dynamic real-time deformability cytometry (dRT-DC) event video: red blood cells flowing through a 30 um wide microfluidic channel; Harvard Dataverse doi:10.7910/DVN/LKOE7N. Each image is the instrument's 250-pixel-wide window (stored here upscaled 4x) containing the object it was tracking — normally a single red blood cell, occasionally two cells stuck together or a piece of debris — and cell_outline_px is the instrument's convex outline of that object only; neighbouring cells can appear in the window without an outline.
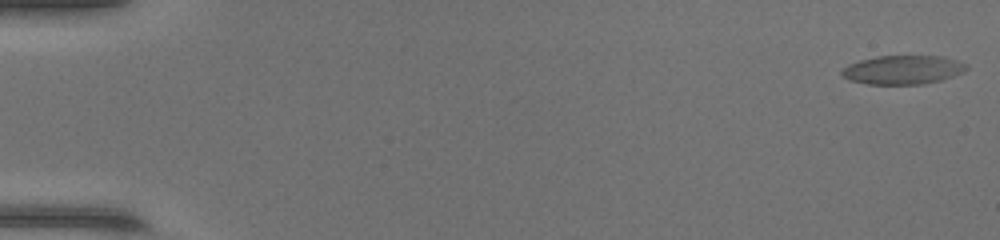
{"species": "common noctule bat (a hibernating species)", "species_latin": "Nyctalus noctula", "temperature_condition": "warm", "stored_images_in_passage": 49, "camera_frame_rate_fps": 3000, "um_per_image_px": 0.085, "animal": {"sex": "female", "body_mass_g": 17.0, "forearm_length_mm": 48.0}, "frame": {"image": 1, "passage_image": 1, "time_ms": 0.0, "image_size_px": [1000, 240], "cell_outline_px": [[968, 68], [964, 72], [940, 80], [924, 84], [868, 84], [848, 80], [840, 72], [848, 64], [860, 60], [876, 56], [944, 56], [968, 64]], "centroid_in_image_um": [76.76, 5.93], "position_along_channel_um": 8.2, "area_um2": 20.98}}
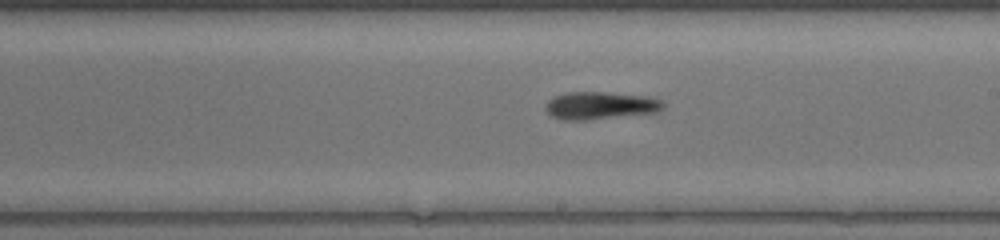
{"frame": {"image": 2, "passage_image": 29, "time_ms": 9.333, "image_size_px": [1000, 240], "cell_outline_px": [[664, 108], [656, 112], [588, 120], [564, 120], [552, 116], [544, 108], [548, 100], [564, 92], [604, 92], [644, 96], [660, 100], [664, 104]], "centroid_in_image_um": [50.99, 8.97], "position_along_channel_um": 238.0, "area_um2": 18.73}}
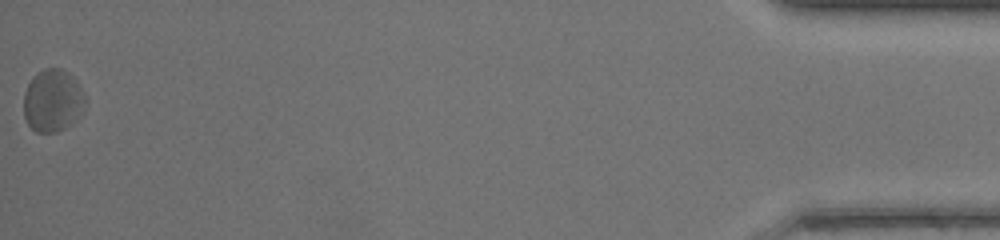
{"frame": {"image": 3, "passage_image": 49, "time_ms": 16.0, "image_size_px": [1000, 240], "cell_outline_px": [[88, 100], [84, 112], [72, 124], [56, 132], [36, 132], [28, 124], [24, 116], [24, 92], [32, 76], [44, 68], [60, 68], [68, 72], [72, 76]], "centroid_in_image_um": [4.5, 8.56], "position_along_channel_um": 430.7, "area_um2": 22.72}, "authors_computed_cell_mechanics": {"area_um2": 19.8254, "velocity_mm_per_s": 4.3199, "shape_relaxation_time_tau1_ms": 2.0687, "shape_relaxation_time_tau2_ms": 9.294, "deformation_change_tau1": 0.1006, "deformation_change_tau2": 0.2434}}